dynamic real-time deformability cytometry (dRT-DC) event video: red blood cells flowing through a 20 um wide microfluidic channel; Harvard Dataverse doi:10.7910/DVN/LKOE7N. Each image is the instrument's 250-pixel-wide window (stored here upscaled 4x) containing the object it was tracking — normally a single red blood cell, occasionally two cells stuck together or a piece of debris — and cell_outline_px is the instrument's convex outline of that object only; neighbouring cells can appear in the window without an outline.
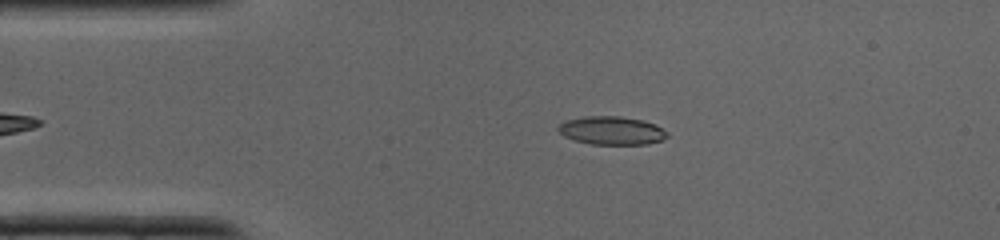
{"species": "common noctule bat (a hibernating species)", "species_latin": "Nyctalus noctula", "temperature_condition": "cold", "stored_images_in_passage": 32, "camera_frame_rate_fps": 3000, "um_per_image_px": 0.085, "animal": {"sex": "male", "body_mass_g": 19.0, "forearm_length_mm": 50.8}, "frame": {"image": 1, "passage_image": 3, "time_ms": 0.667, "image_size_px": [1000, 240], "cell_outline_px": [[668, 136], [664, 140], [648, 144], [592, 144], [576, 140], [564, 136], [556, 128], [560, 124], [568, 120], [584, 116], [620, 116], [644, 120], [656, 124], [668, 132]], "centroid_in_image_um": [52.05, 11.09], "position_along_channel_um": 33.0, "area_um2": 18.03}}
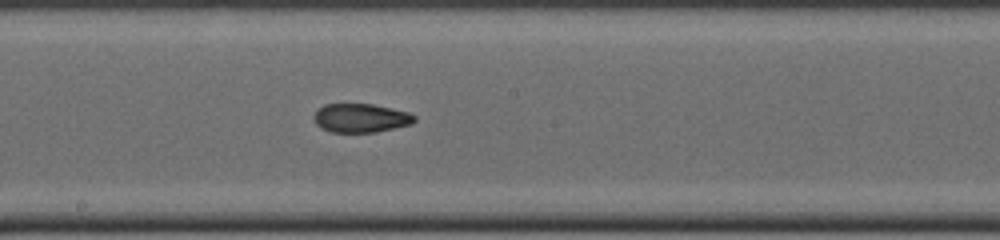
{"frame": {"image": 2, "passage_image": 15, "time_ms": 4.667, "image_size_px": [1000, 240], "cell_outline_px": [[416, 120], [412, 124], [376, 132], [332, 132], [320, 128], [316, 124], [312, 116], [316, 108], [324, 104], [372, 104], [392, 108], [408, 112], [416, 116]], "centroid_in_image_um": [30.63, 10.02], "position_along_channel_um": 217.6, "area_um2": 17.11}}
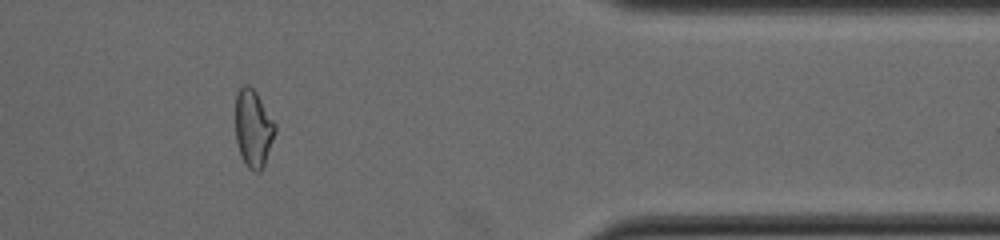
{"frame": {"image": 3, "passage_image": 26, "time_ms": 8.333, "image_size_px": [1000, 240], "cell_outline_px": [[276, 132], [264, 164], [260, 172], [256, 172], [248, 168], [240, 152], [236, 140], [236, 92], [244, 84], [248, 84], [256, 92], [276, 124]], "centroid_in_image_um": [21.53, 10.89], "position_along_channel_um": 389.9, "area_um2": 17.74}}